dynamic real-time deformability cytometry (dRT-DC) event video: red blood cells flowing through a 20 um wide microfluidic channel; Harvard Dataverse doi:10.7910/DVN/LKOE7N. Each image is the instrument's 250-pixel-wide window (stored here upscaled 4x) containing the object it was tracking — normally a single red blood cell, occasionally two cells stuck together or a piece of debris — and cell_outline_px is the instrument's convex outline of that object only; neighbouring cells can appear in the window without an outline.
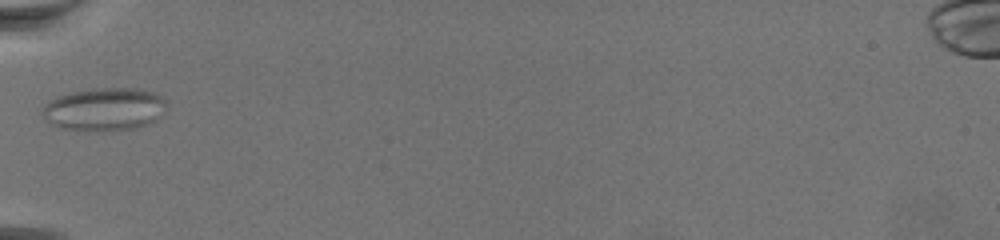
{"species": "common noctule bat (a hibernating species)", "species_latin": "Nyctalus noctula", "temperature_condition": "warm", "stored_images_in_passage": 45, "camera_frame_rate_fps": 3000, "um_per_image_px": 0.085, "animal": {"sex": "female", "body_mass_g": 19.5, "forearm_length_mm": 54.1}, "frame": {"image": 1, "passage_image": 1, "time_ms": 0.0, "image_size_px": [1000, 240], "cell_outline_px": [[168, 100], [160, 116], [156, 120], [148, 124], [136, 128], [100, 132], [88, 132], [60, 128], [52, 124], [40, 112], [44, 104], [56, 96], [68, 92], [92, 88], [136, 88], [152, 92]], "centroid_in_image_um": [8.84, 9.29], "position_along_channel_um": 76.2, "area_um2": 31.67}}
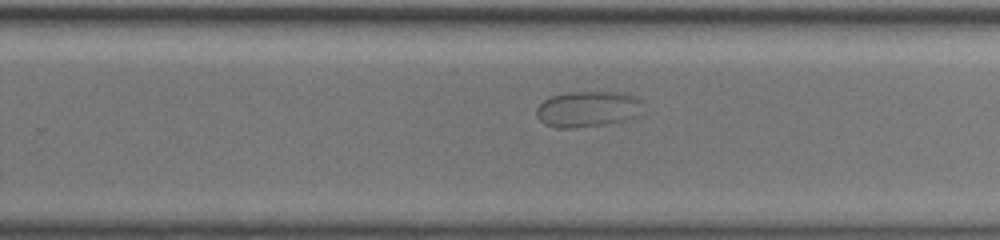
{"frame": {"image": 2, "passage_image": 22, "time_ms": 7.0, "image_size_px": [1000, 240], "cell_outline_px": [[640, 116], [624, 120], [604, 124], [576, 128], [556, 128], [544, 124], [536, 116], [536, 108], [544, 100], [552, 96], [564, 92], [624, 92], [636, 96], [640, 100]], "centroid_in_image_um": [49.94, 9.27], "position_along_channel_um": 279.9, "area_um2": 22.43}}
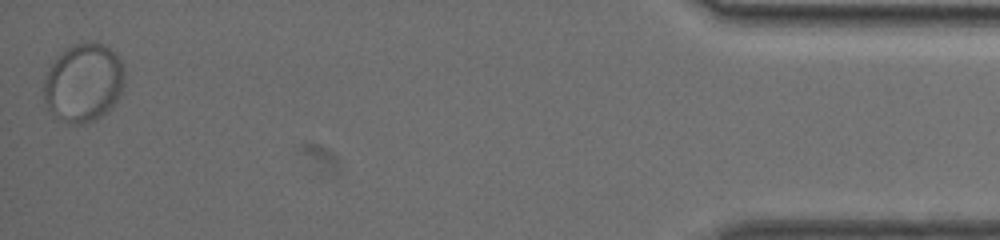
{"frame": {"image": 3, "passage_image": 45, "time_ms": 14.667, "image_size_px": [1000, 240], "cell_outline_px": [[124, 80], [120, 92], [112, 108], [108, 112], [92, 120], [80, 124], [68, 124], [56, 116], [48, 108], [44, 100], [44, 80], [52, 64], [72, 44], [100, 44], [108, 48], [124, 64]], "centroid_in_image_um": [7.1, 7.07], "position_along_channel_um": 428.1, "area_um2": 36.07}}